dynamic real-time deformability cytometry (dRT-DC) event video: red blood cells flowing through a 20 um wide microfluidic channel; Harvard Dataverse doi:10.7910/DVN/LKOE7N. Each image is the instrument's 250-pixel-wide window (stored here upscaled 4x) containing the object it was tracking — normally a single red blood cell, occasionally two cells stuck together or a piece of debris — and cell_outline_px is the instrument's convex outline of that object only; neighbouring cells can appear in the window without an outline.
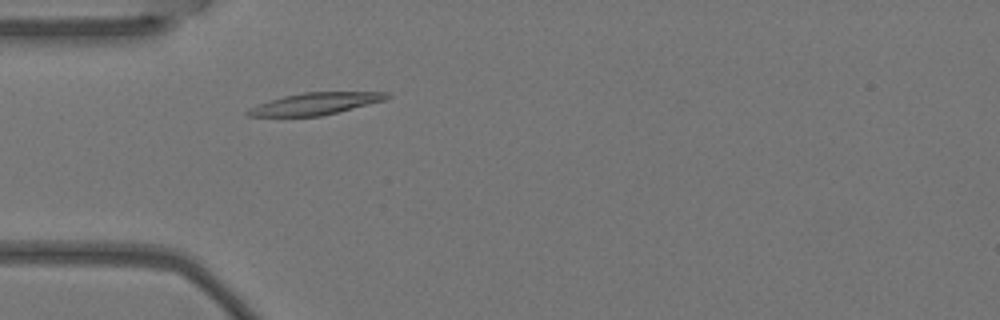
{"species": "Egyptian fruit bat (a non-hibernating species)", "species_latin": "Rousettus aegyptiacus", "temperature_condition": "warm", "stored_images_in_passage": 3, "camera_frame_rate_fps": 3000, "um_per_image_px": 0.085, "animal": {"sex": "female"}, "frame": {"image": 1, "passage_image": 3, "time_ms": 0.667, "image_size_px": [1000, 320], "cell_outline_px": [[392, 96], [384, 100], [320, 116], [248, 116], [244, 112], [268, 100], [284, 96], [304, 92], [388, 92]], "centroid_in_image_um": [26.81, 8.8], "position_along_channel_um": 58.2, "area_um2": 17.4}}